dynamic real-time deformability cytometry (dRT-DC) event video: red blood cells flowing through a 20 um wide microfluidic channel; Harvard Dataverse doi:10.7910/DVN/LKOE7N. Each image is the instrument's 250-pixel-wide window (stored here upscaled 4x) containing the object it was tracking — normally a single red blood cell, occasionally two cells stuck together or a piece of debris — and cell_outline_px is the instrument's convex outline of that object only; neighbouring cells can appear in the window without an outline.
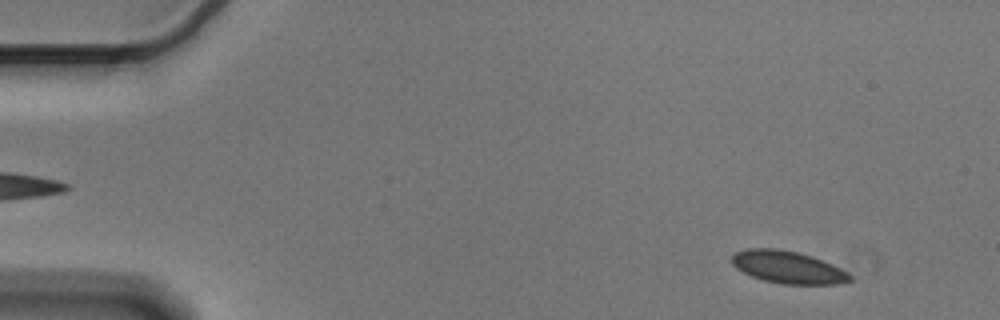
{"species": "Egyptian fruit bat (a non-hibernating species)", "species_latin": "Rousettus aegyptiacus", "temperature_condition": "cold", "stored_images_in_passage": 57, "camera_frame_rate_fps": 3000, "um_per_image_px": 0.085, "animal": {"sex": "male"}, "frame": {"image": 1, "passage_image": 5, "time_ms": 1.333, "image_size_px": [1000, 320], "cell_outline_px": [[852, 280], [840, 284], [780, 284], [764, 280], [752, 276], [736, 268], [732, 264], [732, 256], [736, 252], [748, 248], [776, 248], [796, 252], [812, 256], [832, 264], [840, 268], [852, 276]], "centroid_in_image_um": [66.97, 22.71], "position_along_channel_um": 18.0, "area_um2": 22.2}}
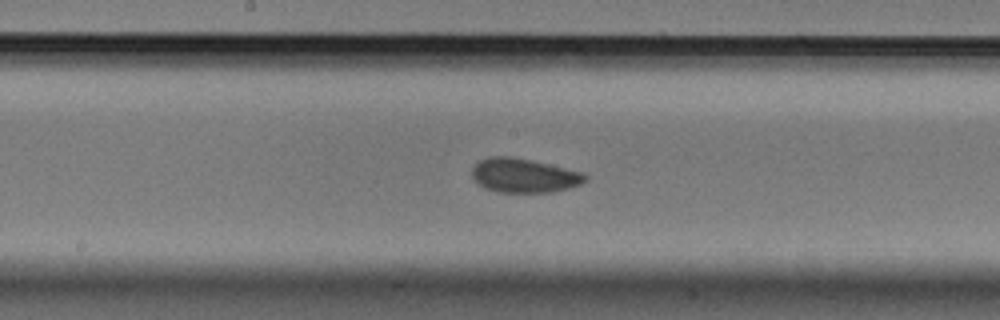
{"frame": {"image": 2, "passage_image": 29, "time_ms": 9.333, "image_size_px": [1000, 320], "cell_outline_px": [[588, 180], [580, 184], [568, 188], [552, 192], [500, 192], [484, 188], [472, 176], [472, 168], [480, 160], [488, 156], [508, 156], [548, 164], [580, 172], [588, 176]], "centroid_in_image_um": [44.53, 14.92], "position_along_channel_um": 203.7, "area_um2": 22.2}}
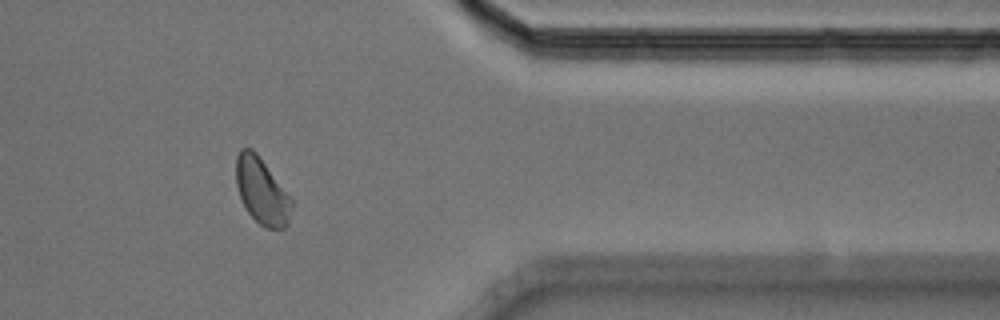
{"frame": {"image": 3, "passage_image": 46, "time_ms": 15.0, "image_size_px": [1000, 320], "cell_outline_px": [[292, 208], [288, 224], [284, 228], [264, 228], [248, 212], [240, 196], [236, 184], [236, 156], [240, 148], [252, 148], [256, 152], [292, 200]], "centroid_in_image_um": [22.24, 16.24], "position_along_channel_um": 389.2, "area_um2": 21.1}, "authors_computed_cell_mechanics": {"area_um2": 22.0218, "velocity_mm_per_s": 3.5569, "shape_relaxation_time_tau1_ms": 3.2231, "shape_relaxation_time_tau2_ms": null, "deformation_change_tau1": 0.0531, "deformation_change_tau2": null}}